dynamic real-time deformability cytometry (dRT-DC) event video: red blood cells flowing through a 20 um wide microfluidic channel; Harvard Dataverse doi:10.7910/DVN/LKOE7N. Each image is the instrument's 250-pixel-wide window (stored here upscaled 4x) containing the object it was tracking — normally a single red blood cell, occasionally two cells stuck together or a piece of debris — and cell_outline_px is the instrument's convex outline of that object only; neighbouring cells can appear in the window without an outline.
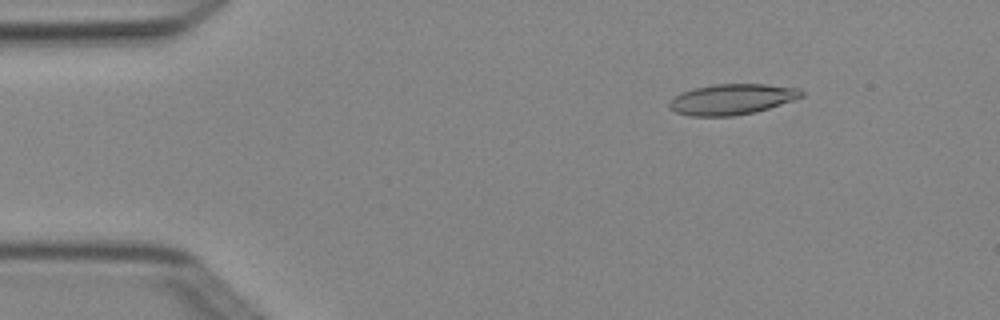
{"species": "Egyptian fruit bat (a non-hibernating species)", "species_latin": "Rousettus aegyptiacus", "temperature_condition": "cold", "stored_images_in_passage": 6, "camera_frame_rate_fps": 3000, "um_per_image_px": 0.085, "animal": {"sex": "female"}, "frame": {"image": 1, "passage_image": 2, "time_ms": 0.333, "image_size_px": [1000, 320], "cell_outline_px": [[804, 96], [756, 112], [732, 116], [688, 116], [676, 112], [668, 104], [668, 100], [680, 92], [696, 88], [716, 84], [768, 84], [800, 88], [804, 92]], "centroid_in_image_um": [62.21, 8.43], "position_along_channel_um": 22.8, "area_um2": 23.64}}
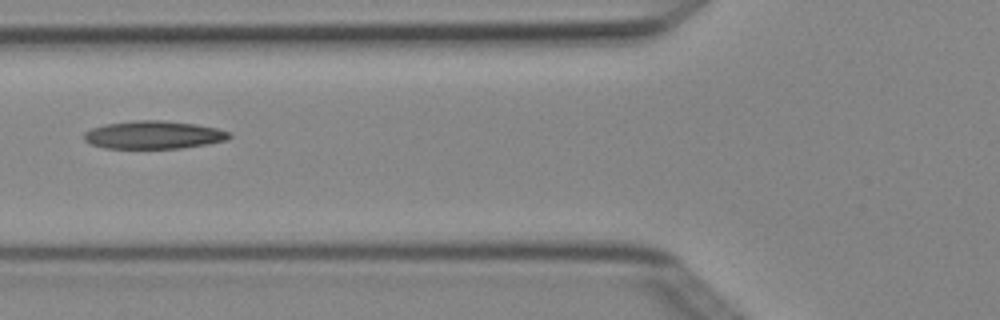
{"frame": {"image": 2, "passage_image": 5, "time_ms": 1.333, "image_size_px": [1000, 320], "cell_outline_px": [[232, 136], [228, 140], [208, 144], [180, 148], [104, 148], [92, 144], [84, 140], [84, 132], [92, 128], [104, 124], [136, 120], [164, 120], [196, 124], [216, 128], [232, 132]], "centroid_in_image_um": [13.09, 11.46], "position_along_channel_um": 112.7, "area_um2": 23.81}}
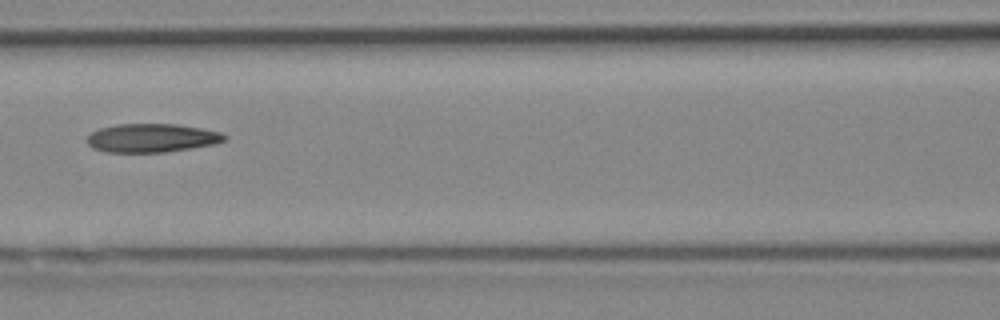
{"frame": {"image": 3, "passage_image": 6, "time_ms": 1.667, "image_size_px": [1000, 320], "cell_outline_px": [[228, 140], [216, 144], [164, 152], [108, 152], [92, 148], [88, 144], [88, 136], [92, 132], [100, 128], [116, 124], [176, 124], [200, 128], [220, 132], [228, 136]], "centroid_in_image_um": [12.93, 11.73], "position_along_channel_um": 153.7, "area_um2": 22.89}}